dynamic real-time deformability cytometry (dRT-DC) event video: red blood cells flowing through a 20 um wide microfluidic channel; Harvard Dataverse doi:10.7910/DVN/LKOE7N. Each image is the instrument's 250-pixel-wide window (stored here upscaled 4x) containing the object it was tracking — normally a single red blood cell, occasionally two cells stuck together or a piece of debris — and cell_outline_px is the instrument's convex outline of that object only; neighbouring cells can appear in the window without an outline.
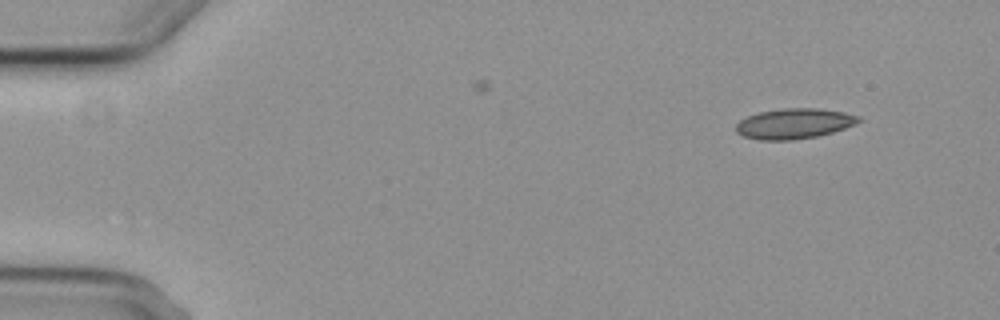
{"species": "common noctule bat (a hibernating species)", "species_latin": "Nyctalus noctula", "temperature_condition": "cold", "stored_images_in_passage": 3, "camera_frame_rate_fps": 3000, "um_per_image_px": 0.085, "animal": {"sex": "female", "body_mass_g": 29.2, "forearm_length_mm": 56.3}, "frame": {"image": 1, "passage_image": 1, "time_ms": 0.0, "image_size_px": [1000, 320], "cell_outline_px": [[860, 120], [856, 124], [832, 132], [816, 136], [792, 140], [760, 140], [744, 136], [736, 132], [736, 124], [740, 120], [748, 116], [760, 112], [784, 108], [816, 108], [844, 112], [860, 116]], "centroid_in_image_um": [67.5, 10.5], "position_along_channel_um": 17.5, "area_um2": 21.5}}